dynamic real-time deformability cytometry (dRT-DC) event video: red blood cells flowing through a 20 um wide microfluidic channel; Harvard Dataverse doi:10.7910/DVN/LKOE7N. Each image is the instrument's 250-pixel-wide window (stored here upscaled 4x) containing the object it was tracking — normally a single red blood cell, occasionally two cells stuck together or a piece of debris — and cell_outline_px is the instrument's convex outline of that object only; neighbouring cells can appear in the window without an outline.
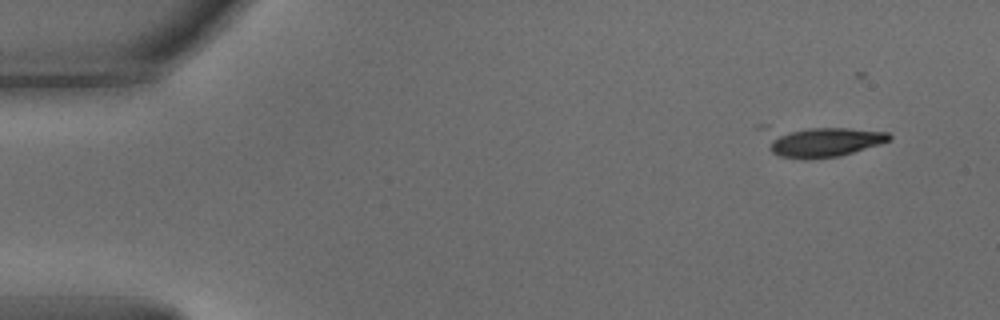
{"species": "common noctule bat (a hibernating species)", "species_latin": "Nyctalus noctula", "temperature_condition": "warm", "stored_images_in_passage": 12, "camera_frame_rate_fps": 3000, "um_per_image_px": 0.085, "animal": {"sex": "male", "body_mass_g": 15.6}, "frame": {"image": 1, "passage_image": 1, "time_ms": 0.0, "image_size_px": [1000, 320], "cell_outline_px": [[892, 136], [888, 140], [880, 144], [840, 156], [804, 160], [780, 156], [772, 152], [768, 148], [756, 128], [756, 124], [768, 124], [848, 128], [888, 132]], "centroid_in_image_um": [69.5, 11.94], "position_along_channel_um": 15.5, "area_um2": 24.22}}
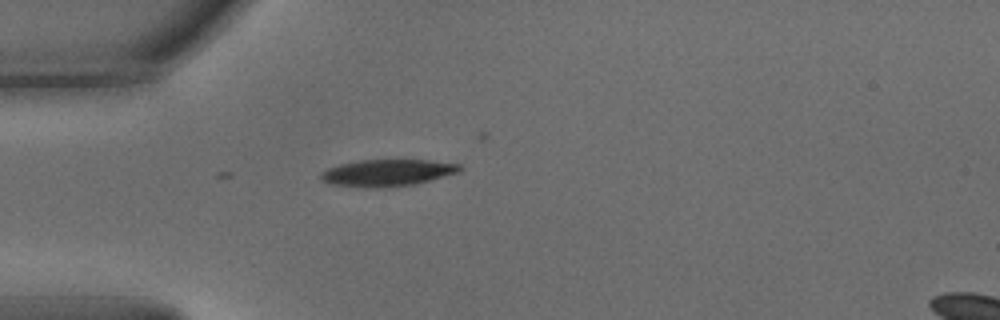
{"frame": {"image": 2, "passage_image": 12, "time_ms": 3.667, "image_size_px": [1000, 320], "cell_outline_px": [[464, 168], [460, 172], [416, 184], [384, 188], [368, 188], [332, 184], [324, 180], [320, 176], [328, 168], [340, 164], [360, 160], [428, 160], [460, 164]], "centroid_in_image_um": [33.0, 14.69], "position_along_channel_um": 52.0, "area_um2": 21.68}}